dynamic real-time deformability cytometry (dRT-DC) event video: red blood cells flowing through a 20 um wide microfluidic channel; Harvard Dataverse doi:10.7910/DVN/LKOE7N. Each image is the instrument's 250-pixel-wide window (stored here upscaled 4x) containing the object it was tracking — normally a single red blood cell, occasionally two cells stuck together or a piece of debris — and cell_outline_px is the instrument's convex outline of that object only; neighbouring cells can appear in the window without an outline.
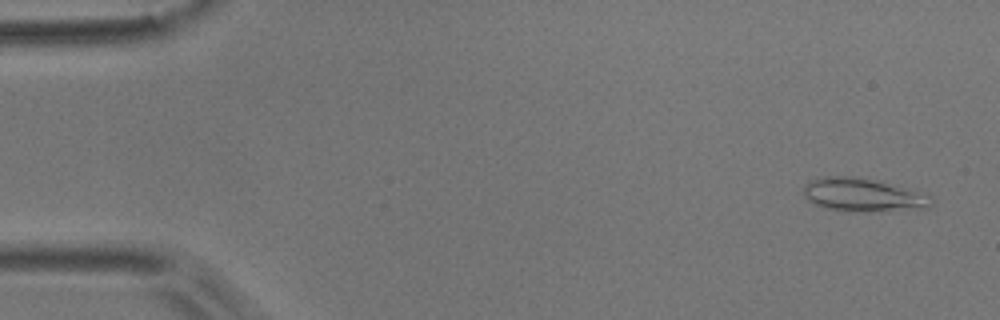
{"species": "common noctule bat (a hibernating species)", "species_latin": "Nyctalus noctula", "temperature_condition": "room temperature", "stored_images_in_passage": 5, "camera_frame_rate_fps": 3000, "um_per_image_px": 0.085, "animal": {"sex": "male", "body_mass_g": 17.9}, "frame": {"image": 1, "passage_image": 1, "time_ms": 0.0, "image_size_px": [1000, 320], "cell_outline_px": [[932, 204], [928, 208], [864, 212], [848, 212], [824, 208], [808, 200], [804, 196], [804, 184], [808, 180], [824, 176], [848, 176], [876, 180], [932, 196]], "centroid_in_image_um": [73.3, 16.58], "position_along_channel_um": 11.7, "area_um2": 24.85}}